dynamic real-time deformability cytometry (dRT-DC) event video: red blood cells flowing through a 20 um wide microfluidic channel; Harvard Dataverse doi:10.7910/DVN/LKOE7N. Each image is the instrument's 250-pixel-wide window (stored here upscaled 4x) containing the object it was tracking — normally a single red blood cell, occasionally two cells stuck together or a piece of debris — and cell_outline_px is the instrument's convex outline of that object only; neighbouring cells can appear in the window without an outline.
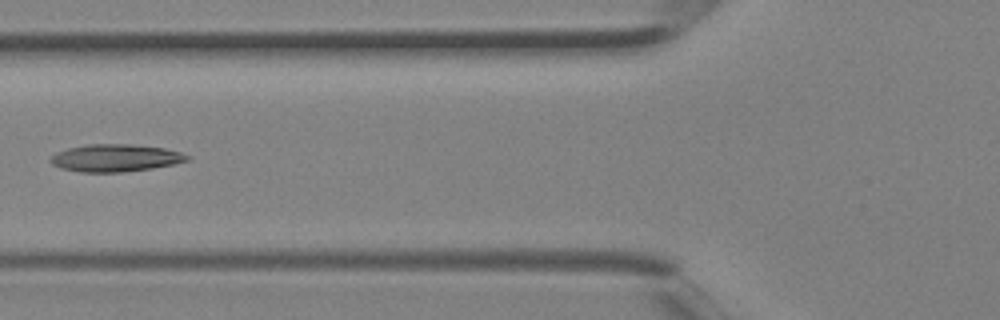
{"species": "Egyptian fruit bat (a non-hibernating species)", "species_latin": "Rousettus aegyptiacus", "temperature_condition": "room temperature", "stored_images_in_passage": 3, "camera_frame_rate_fps": 3000, "um_per_image_px": 0.085, "animal": {"sex": "female"}, "frame": {"image": 1, "passage_image": 3, "time_ms": 0.667, "image_size_px": [1000, 320], "cell_outline_px": [[192, 160], [152, 168], [124, 172], [80, 172], [60, 168], [52, 164], [48, 160], [56, 152], [68, 148], [88, 144], [128, 144], [164, 148], [180, 152], [192, 156]], "centroid_in_image_um": [9.82, 13.43], "position_along_channel_um": 116.0, "area_um2": 21.91}}